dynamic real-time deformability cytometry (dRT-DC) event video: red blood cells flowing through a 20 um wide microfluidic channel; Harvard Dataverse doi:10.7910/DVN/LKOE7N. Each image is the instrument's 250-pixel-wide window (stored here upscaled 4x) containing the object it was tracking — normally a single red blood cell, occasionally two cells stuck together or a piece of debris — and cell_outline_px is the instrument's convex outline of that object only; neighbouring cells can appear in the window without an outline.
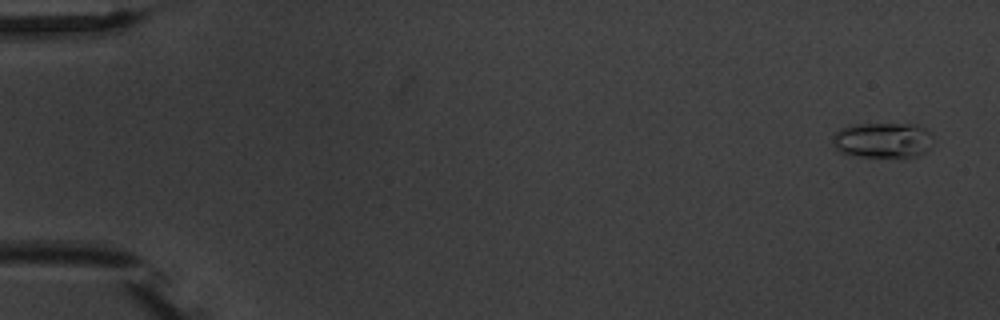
{"species": "common noctule bat (a hibernating species)", "species_latin": "Nyctalus noctula", "temperature_condition": "warm", "stored_images_in_passage": 5, "camera_frame_rate_fps": 3000, "um_per_image_px": 0.085, "animal": {"sex": "male", "body_mass_g": 20.1, "forearm_length_mm": 53.5}, "frame": {"image": 1, "passage_image": 1, "time_ms": 0.0, "image_size_px": [1000, 320], "cell_outline_px": [[932, 136], [924, 152], [916, 156], [904, 160], [860, 156], [840, 152], [832, 144], [832, 136], [840, 128], [852, 124], [920, 124], [932, 132]], "centroid_in_image_um": [75.03, 11.94], "position_along_channel_um": 10.0, "area_um2": 21.39}}